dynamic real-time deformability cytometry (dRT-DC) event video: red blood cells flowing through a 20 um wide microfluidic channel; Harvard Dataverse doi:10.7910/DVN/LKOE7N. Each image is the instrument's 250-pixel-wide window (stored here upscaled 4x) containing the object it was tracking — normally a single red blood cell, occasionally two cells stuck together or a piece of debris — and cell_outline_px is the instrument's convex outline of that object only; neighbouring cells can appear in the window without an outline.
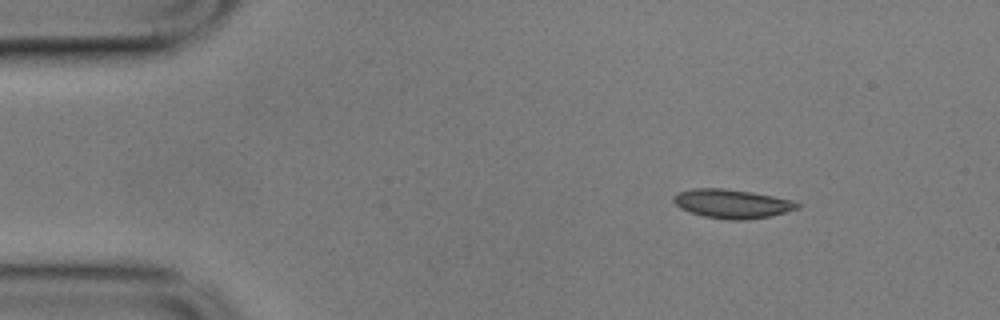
{"species": "common noctule bat (a hibernating species)", "species_latin": "Nyctalus noctula", "temperature_condition": "cold", "stored_images_in_passage": 50, "camera_frame_rate_fps": 3000, "um_per_image_px": 0.085, "animal": {"sex": "male", "body_mass_g": 17.9}, "frame": {"image": 1, "passage_image": 1, "time_ms": 0.0, "image_size_px": [1000, 320], "cell_outline_px": [[804, 204], [800, 208], [768, 216], [744, 220], [728, 220], [704, 216], [680, 208], [672, 200], [672, 196], [676, 192], [692, 188], [724, 188], [752, 192], [792, 200]], "centroid_in_image_um": [62.21, 17.3], "position_along_channel_um": 22.8, "area_um2": 20.92}}
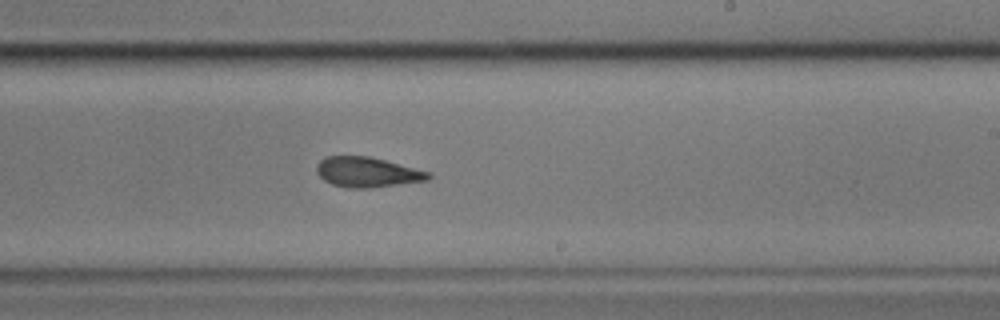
{"frame": {"image": 2, "passage_image": 27, "time_ms": 8.667, "image_size_px": [1000, 320], "cell_outline_px": [[432, 176], [428, 180], [372, 188], [348, 188], [332, 184], [324, 180], [316, 172], [316, 164], [324, 156], [368, 156], [432, 172]], "centroid_in_image_um": [31.21, 14.63], "position_along_channel_um": 257.8, "area_um2": 19.71}}
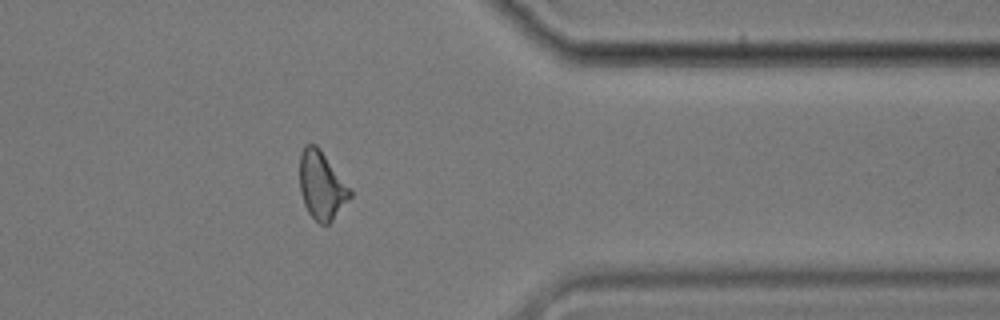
{"frame": {"image": 3, "passage_image": 39, "time_ms": 12.667, "image_size_px": [1000, 320], "cell_outline_px": [[352, 196], [332, 220], [328, 224], [320, 224], [308, 212], [304, 204], [300, 192], [300, 152], [304, 144], [316, 144], [320, 148], [352, 188]], "centroid_in_image_um": [27.35, 15.72], "position_along_channel_um": 384.0, "area_um2": 20.23}, "authors_computed_cell_mechanics": {"area_um2": 20.1722, "velocity_mm_per_s": 3.5068, "shape_relaxation_time_tau1_ms": null, "shape_relaxation_time_tau2_ms": 6.3801, "deformation_change_tau1": null, "deformation_change_tau2": 0.1399}}